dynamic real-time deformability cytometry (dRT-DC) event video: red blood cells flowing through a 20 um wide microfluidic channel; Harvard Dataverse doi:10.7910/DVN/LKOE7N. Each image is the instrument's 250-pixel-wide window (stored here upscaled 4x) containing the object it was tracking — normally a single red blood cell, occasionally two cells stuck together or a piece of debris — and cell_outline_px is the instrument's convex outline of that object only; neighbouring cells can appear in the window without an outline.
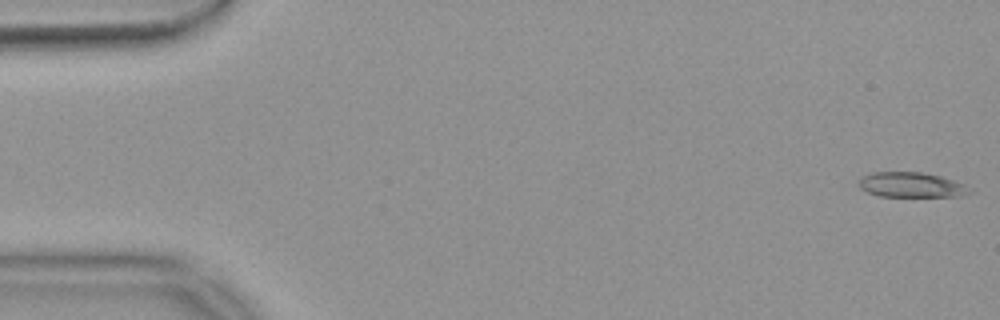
{"species": "common noctule bat (a hibernating species)", "species_latin": "Nyctalus noctula", "temperature_condition": "warm", "stored_images_in_passage": 54, "camera_frame_rate_fps": 3000, "um_per_image_px": 0.085, "animal": {"sex": "female", "body_mass_g": 18.4}, "frame": {"image": 1, "passage_image": 1, "time_ms": 0.0, "image_size_px": [1000, 320], "cell_outline_px": [[972, 192], [964, 196], [880, 196], [868, 192], [860, 188], [856, 180], [872, 172], [920, 172], [940, 176], [964, 184], [972, 188]], "centroid_in_image_um": [77.47, 15.71], "position_along_channel_um": 7.5, "area_um2": 16.18}}
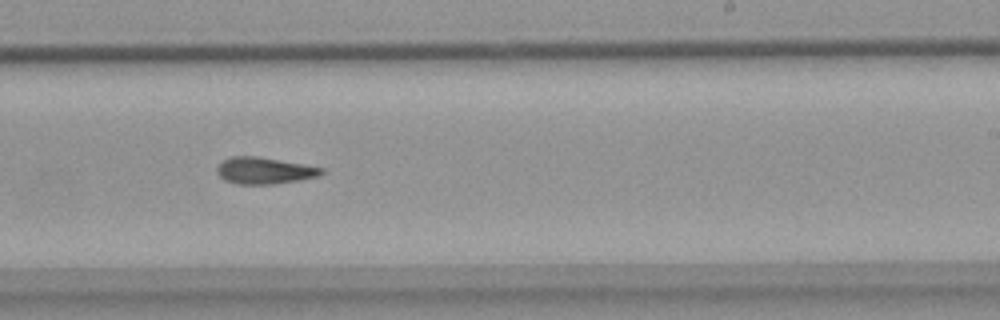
{"frame": {"image": 2, "passage_image": 33, "time_ms": 10.667, "image_size_px": [1000, 320], "cell_outline_px": [[324, 172], [320, 176], [272, 184], [236, 184], [224, 180], [216, 172], [216, 164], [220, 160], [228, 156], [256, 156], [324, 168]], "centroid_in_image_um": [22.38, 14.49], "position_along_channel_um": 266.6, "area_um2": 16.3}}
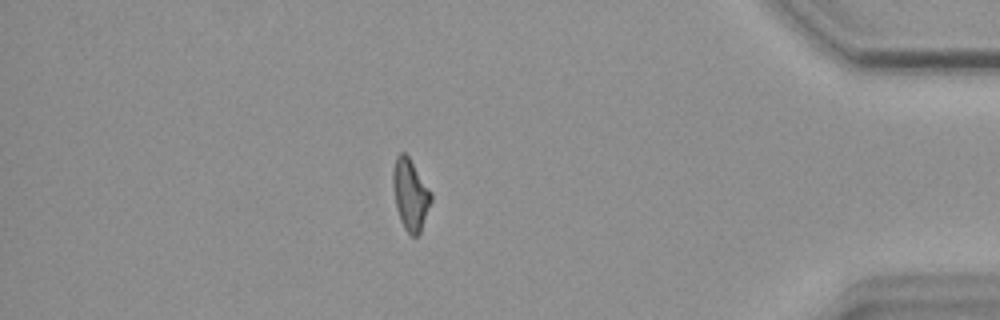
{"frame": {"image": 3, "passage_image": 47, "time_ms": 15.333, "image_size_px": [1000, 320], "cell_outline_px": [[432, 200], [420, 232], [416, 236], [412, 236], [404, 228], [400, 220], [396, 208], [392, 184], [392, 168], [396, 156], [400, 152], [404, 152], [408, 156], [432, 192]], "centroid_in_image_um": [34.86, 16.51], "position_along_channel_um": 400.3, "area_um2": 15.9}, "authors_computed_cell_mechanics": {"area_um2": 16.2996, "velocity_mm_per_s": 3.7295, "shape_relaxation_time_tau1_ms": null, "shape_relaxation_time_tau2_ms": 5.6, "deformation_change_tau1": null, "deformation_change_tau2": 0.1717}}